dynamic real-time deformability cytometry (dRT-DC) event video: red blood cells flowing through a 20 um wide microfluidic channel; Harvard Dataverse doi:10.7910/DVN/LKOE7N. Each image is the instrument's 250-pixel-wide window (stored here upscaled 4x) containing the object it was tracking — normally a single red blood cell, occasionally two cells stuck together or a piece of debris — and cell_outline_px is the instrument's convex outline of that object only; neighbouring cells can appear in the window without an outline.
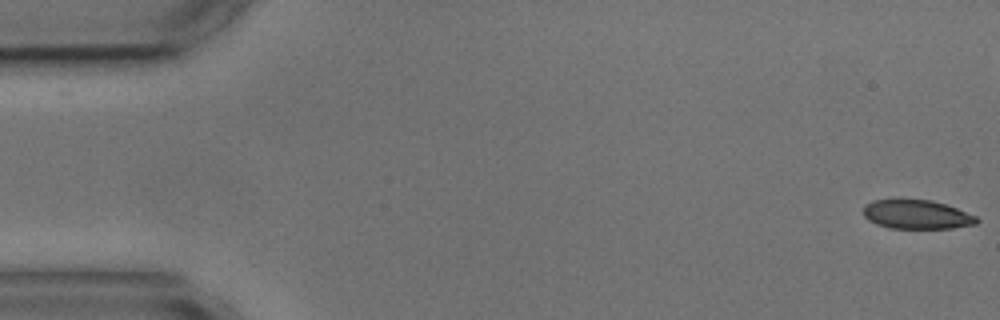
{"species": "common noctule bat (a hibernating species)", "species_latin": "Nyctalus noctula", "temperature_condition": "cold", "stored_images_in_passage": 2, "camera_frame_rate_fps": 3000, "um_per_image_px": 0.085, "animal": {"sex": "male", "body_mass_g": 17.9, "forearm_length_mm": 54.2}, "frame": {"image": 1, "passage_image": 2, "time_ms": 1.0, "image_size_px": [1000, 320], "cell_outline_px": [[980, 220], [976, 224], [952, 228], [888, 228], [876, 224], [868, 220], [864, 216], [864, 208], [872, 200], [932, 200], [956, 208], [976, 216]], "centroid_in_image_um": [77.93, 18.24], "position_along_channel_um": 7.1, "area_um2": 18.96}}